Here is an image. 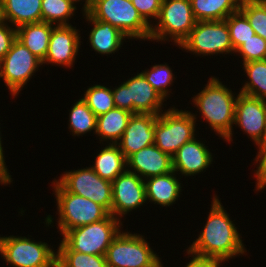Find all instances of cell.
Segmentation results:
<instances>
[{
  "mask_svg": "<svg viewBox=\"0 0 266 267\" xmlns=\"http://www.w3.org/2000/svg\"><path fill=\"white\" fill-rule=\"evenodd\" d=\"M211 199L210 212L203 230L196 240L187 246V250L199 256L217 259L223 265V262H229L232 258L247 255L246 245L221 199L216 194H213Z\"/></svg>",
  "mask_w": 266,
  "mask_h": 267,
  "instance_id": "cell-1",
  "label": "cell"
},
{
  "mask_svg": "<svg viewBox=\"0 0 266 267\" xmlns=\"http://www.w3.org/2000/svg\"><path fill=\"white\" fill-rule=\"evenodd\" d=\"M219 77L211 76L203 90L192 99V104L203 117V122L214 130L215 134L231 144L233 141L235 103L238 94L227 88Z\"/></svg>",
  "mask_w": 266,
  "mask_h": 267,
  "instance_id": "cell-2",
  "label": "cell"
},
{
  "mask_svg": "<svg viewBox=\"0 0 266 267\" xmlns=\"http://www.w3.org/2000/svg\"><path fill=\"white\" fill-rule=\"evenodd\" d=\"M86 12L95 20L117 27L127 38L150 41L151 26L128 0H93Z\"/></svg>",
  "mask_w": 266,
  "mask_h": 267,
  "instance_id": "cell-3",
  "label": "cell"
},
{
  "mask_svg": "<svg viewBox=\"0 0 266 267\" xmlns=\"http://www.w3.org/2000/svg\"><path fill=\"white\" fill-rule=\"evenodd\" d=\"M51 183L58 211L56 224L61 236L70 229L98 222L110 214L92 200L66 191L55 178Z\"/></svg>",
  "mask_w": 266,
  "mask_h": 267,
  "instance_id": "cell-4",
  "label": "cell"
},
{
  "mask_svg": "<svg viewBox=\"0 0 266 267\" xmlns=\"http://www.w3.org/2000/svg\"><path fill=\"white\" fill-rule=\"evenodd\" d=\"M196 23L190 0H163L159 16L151 25L150 41H171L179 47Z\"/></svg>",
  "mask_w": 266,
  "mask_h": 267,
  "instance_id": "cell-5",
  "label": "cell"
},
{
  "mask_svg": "<svg viewBox=\"0 0 266 267\" xmlns=\"http://www.w3.org/2000/svg\"><path fill=\"white\" fill-rule=\"evenodd\" d=\"M197 115L175 106L161 112L155 122L154 144L172 157L181 146L197 137Z\"/></svg>",
  "mask_w": 266,
  "mask_h": 267,
  "instance_id": "cell-6",
  "label": "cell"
},
{
  "mask_svg": "<svg viewBox=\"0 0 266 267\" xmlns=\"http://www.w3.org/2000/svg\"><path fill=\"white\" fill-rule=\"evenodd\" d=\"M122 230L107 249L108 267H163L162 258L150 247L144 235Z\"/></svg>",
  "mask_w": 266,
  "mask_h": 267,
  "instance_id": "cell-7",
  "label": "cell"
},
{
  "mask_svg": "<svg viewBox=\"0 0 266 267\" xmlns=\"http://www.w3.org/2000/svg\"><path fill=\"white\" fill-rule=\"evenodd\" d=\"M123 222L109 214L105 219L70 229L62 235V241L80 253L105 256L114 237L121 231Z\"/></svg>",
  "mask_w": 266,
  "mask_h": 267,
  "instance_id": "cell-8",
  "label": "cell"
},
{
  "mask_svg": "<svg viewBox=\"0 0 266 267\" xmlns=\"http://www.w3.org/2000/svg\"><path fill=\"white\" fill-rule=\"evenodd\" d=\"M25 236H0V255L10 267H54L57 251L46 242ZM53 248V249H52Z\"/></svg>",
  "mask_w": 266,
  "mask_h": 267,
  "instance_id": "cell-9",
  "label": "cell"
},
{
  "mask_svg": "<svg viewBox=\"0 0 266 267\" xmlns=\"http://www.w3.org/2000/svg\"><path fill=\"white\" fill-rule=\"evenodd\" d=\"M124 80L112 89L115 107L132 114L159 115L166 109L163 97L152 87L141 73Z\"/></svg>",
  "mask_w": 266,
  "mask_h": 267,
  "instance_id": "cell-10",
  "label": "cell"
},
{
  "mask_svg": "<svg viewBox=\"0 0 266 267\" xmlns=\"http://www.w3.org/2000/svg\"><path fill=\"white\" fill-rule=\"evenodd\" d=\"M184 52L198 56L234 55L229 29L225 20L197 21L179 46Z\"/></svg>",
  "mask_w": 266,
  "mask_h": 267,
  "instance_id": "cell-11",
  "label": "cell"
},
{
  "mask_svg": "<svg viewBox=\"0 0 266 267\" xmlns=\"http://www.w3.org/2000/svg\"><path fill=\"white\" fill-rule=\"evenodd\" d=\"M41 66L42 61L16 38L0 61V78L3 79L12 98H17Z\"/></svg>",
  "mask_w": 266,
  "mask_h": 267,
  "instance_id": "cell-12",
  "label": "cell"
},
{
  "mask_svg": "<svg viewBox=\"0 0 266 267\" xmlns=\"http://www.w3.org/2000/svg\"><path fill=\"white\" fill-rule=\"evenodd\" d=\"M56 181L66 191L92 200L111 214L112 182L102 179L90 166L66 170Z\"/></svg>",
  "mask_w": 266,
  "mask_h": 267,
  "instance_id": "cell-13",
  "label": "cell"
},
{
  "mask_svg": "<svg viewBox=\"0 0 266 267\" xmlns=\"http://www.w3.org/2000/svg\"><path fill=\"white\" fill-rule=\"evenodd\" d=\"M147 203L144 180L126 170L112 182L111 214L122 220L123 216Z\"/></svg>",
  "mask_w": 266,
  "mask_h": 267,
  "instance_id": "cell-14",
  "label": "cell"
},
{
  "mask_svg": "<svg viewBox=\"0 0 266 267\" xmlns=\"http://www.w3.org/2000/svg\"><path fill=\"white\" fill-rule=\"evenodd\" d=\"M234 124L255 146L266 141V100L239 92L235 103Z\"/></svg>",
  "mask_w": 266,
  "mask_h": 267,
  "instance_id": "cell-15",
  "label": "cell"
},
{
  "mask_svg": "<svg viewBox=\"0 0 266 267\" xmlns=\"http://www.w3.org/2000/svg\"><path fill=\"white\" fill-rule=\"evenodd\" d=\"M73 25L54 26L50 36L48 52L42 65L73 67L82 43L79 29Z\"/></svg>",
  "mask_w": 266,
  "mask_h": 267,
  "instance_id": "cell-16",
  "label": "cell"
},
{
  "mask_svg": "<svg viewBox=\"0 0 266 267\" xmlns=\"http://www.w3.org/2000/svg\"><path fill=\"white\" fill-rule=\"evenodd\" d=\"M158 115L133 114L121 139L116 143L128 159L132 154L154 144L155 122Z\"/></svg>",
  "mask_w": 266,
  "mask_h": 267,
  "instance_id": "cell-17",
  "label": "cell"
},
{
  "mask_svg": "<svg viewBox=\"0 0 266 267\" xmlns=\"http://www.w3.org/2000/svg\"><path fill=\"white\" fill-rule=\"evenodd\" d=\"M194 137L181 146L172 156L173 170L180 176L188 177L206 172L213 162L214 154L202 140ZM206 169V170H205Z\"/></svg>",
  "mask_w": 266,
  "mask_h": 267,
  "instance_id": "cell-18",
  "label": "cell"
},
{
  "mask_svg": "<svg viewBox=\"0 0 266 267\" xmlns=\"http://www.w3.org/2000/svg\"><path fill=\"white\" fill-rule=\"evenodd\" d=\"M127 170L143 180L173 171L172 157L155 144L145 147L127 159Z\"/></svg>",
  "mask_w": 266,
  "mask_h": 267,
  "instance_id": "cell-19",
  "label": "cell"
},
{
  "mask_svg": "<svg viewBox=\"0 0 266 267\" xmlns=\"http://www.w3.org/2000/svg\"><path fill=\"white\" fill-rule=\"evenodd\" d=\"M82 15L88 25L91 24L93 27L89 31L88 41L90 42L89 46L95 53L106 56L114 54L121 49L123 42L128 39L117 27L93 19L86 11H83Z\"/></svg>",
  "mask_w": 266,
  "mask_h": 267,
  "instance_id": "cell-20",
  "label": "cell"
},
{
  "mask_svg": "<svg viewBox=\"0 0 266 267\" xmlns=\"http://www.w3.org/2000/svg\"><path fill=\"white\" fill-rule=\"evenodd\" d=\"M173 170L170 173L154 176L144 180L147 202L169 207L176 204L183 191L181 178Z\"/></svg>",
  "mask_w": 266,
  "mask_h": 267,
  "instance_id": "cell-21",
  "label": "cell"
},
{
  "mask_svg": "<svg viewBox=\"0 0 266 267\" xmlns=\"http://www.w3.org/2000/svg\"><path fill=\"white\" fill-rule=\"evenodd\" d=\"M42 0H1L2 18L16 29L42 22Z\"/></svg>",
  "mask_w": 266,
  "mask_h": 267,
  "instance_id": "cell-22",
  "label": "cell"
},
{
  "mask_svg": "<svg viewBox=\"0 0 266 267\" xmlns=\"http://www.w3.org/2000/svg\"><path fill=\"white\" fill-rule=\"evenodd\" d=\"M133 114L121 108H113L97 117L96 137L100 144H116L124 134L128 122ZM98 135V136H97Z\"/></svg>",
  "mask_w": 266,
  "mask_h": 267,
  "instance_id": "cell-23",
  "label": "cell"
},
{
  "mask_svg": "<svg viewBox=\"0 0 266 267\" xmlns=\"http://www.w3.org/2000/svg\"><path fill=\"white\" fill-rule=\"evenodd\" d=\"M55 25L38 22L25 24L16 29V38L36 57L43 61L48 52L52 29Z\"/></svg>",
  "mask_w": 266,
  "mask_h": 267,
  "instance_id": "cell-24",
  "label": "cell"
},
{
  "mask_svg": "<svg viewBox=\"0 0 266 267\" xmlns=\"http://www.w3.org/2000/svg\"><path fill=\"white\" fill-rule=\"evenodd\" d=\"M98 152L94 157V164L90 167L102 179L113 182L117 176L127 170V159L117 144L106 143L105 147L99 149Z\"/></svg>",
  "mask_w": 266,
  "mask_h": 267,
  "instance_id": "cell-25",
  "label": "cell"
},
{
  "mask_svg": "<svg viewBox=\"0 0 266 267\" xmlns=\"http://www.w3.org/2000/svg\"><path fill=\"white\" fill-rule=\"evenodd\" d=\"M197 21L225 20L240 9L242 0H190Z\"/></svg>",
  "mask_w": 266,
  "mask_h": 267,
  "instance_id": "cell-26",
  "label": "cell"
},
{
  "mask_svg": "<svg viewBox=\"0 0 266 267\" xmlns=\"http://www.w3.org/2000/svg\"><path fill=\"white\" fill-rule=\"evenodd\" d=\"M242 66L248 79L242 88H239V92L266 100V60L250 61Z\"/></svg>",
  "mask_w": 266,
  "mask_h": 267,
  "instance_id": "cell-27",
  "label": "cell"
},
{
  "mask_svg": "<svg viewBox=\"0 0 266 267\" xmlns=\"http://www.w3.org/2000/svg\"><path fill=\"white\" fill-rule=\"evenodd\" d=\"M70 109L68 110V129L69 132H72V136L82 137L84 134H89L92 131L96 134L97 117L82 98L73 103Z\"/></svg>",
  "mask_w": 266,
  "mask_h": 267,
  "instance_id": "cell-28",
  "label": "cell"
},
{
  "mask_svg": "<svg viewBox=\"0 0 266 267\" xmlns=\"http://www.w3.org/2000/svg\"><path fill=\"white\" fill-rule=\"evenodd\" d=\"M77 8L73 0H42V22L55 26L71 25L69 21L77 13Z\"/></svg>",
  "mask_w": 266,
  "mask_h": 267,
  "instance_id": "cell-29",
  "label": "cell"
},
{
  "mask_svg": "<svg viewBox=\"0 0 266 267\" xmlns=\"http://www.w3.org/2000/svg\"><path fill=\"white\" fill-rule=\"evenodd\" d=\"M56 250V262L61 267H108L105 256L72 251L62 240Z\"/></svg>",
  "mask_w": 266,
  "mask_h": 267,
  "instance_id": "cell-30",
  "label": "cell"
},
{
  "mask_svg": "<svg viewBox=\"0 0 266 267\" xmlns=\"http://www.w3.org/2000/svg\"><path fill=\"white\" fill-rule=\"evenodd\" d=\"M171 69L169 64L161 63L152 65L151 69H145L140 72L166 102L170 98V93H172L170 86H173V80L177 78L173 74V69Z\"/></svg>",
  "mask_w": 266,
  "mask_h": 267,
  "instance_id": "cell-31",
  "label": "cell"
},
{
  "mask_svg": "<svg viewBox=\"0 0 266 267\" xmlns=\"http://www.w3.org/2000/svg\"><path fill=\"white\" fill-rule=\"evenodd\" d=\"M82 99L96 117L115 108L112 89L103 84H93L88 87Z\"/></svg>",
  "mask_w": 266,
  "mask_h": 267,
  "instance_id": "cell-32",
  "label": "cell"
},
{
  "mask_svg": "<svg viewBox=\"0 0 266 267\" xmlns=\"http://www.w3.org/2000/svg\"><path fill=\"white\" fill-rule=\"evenodd\" d=\"M239 10L255 33L266 40V0H242Z\"/></svg>",
  "mask_w": 266,
  "mask_h": 267,
  "instance_id": "cell-33",
  "label": "cell"
},
{
  "mask_svg": "<svg viewBox=\"0 0 266 267\" xmlns=\"http://www.w3.org/2000/svg\"><path fill=\"white\" fill-rule=\"evenodd\" d=\"M225 21L229 29L234 53L245 41L256 34L246 16L240 10L230 14Z\"/></svg>",
  "mask_w": 266,
  "mask_h": 267,
  "instance_id": "cell-34",
  "label": "cell"
},
{
  "mask_svg": "<svg viewBox=\"0 0 266 267\" xmlns=\"http://www.w3.org/2000/svg\"><path fill=\"white\" fill-rule=\"evenodd\" d=\"M234 54L239 55L243 63L266 60V40L255 34L245 41Z\"/></svg>",
  "mask_w": 266,
  "mask_h": 267,
  "instance_id": "cell-35",
  "label": "cell"
},
{
  "mask_svg": "<svg viewBox=\"0 0 266 267\" xmlns=\"http://www.w3.org/2000/svg\"><path fill=\"white\" fill-rule=\"evenodd\" d=\"M256 149L257 153L253 159V164L257 166V169L254 170L253 178L256 180L255 190L259 192L266 188V141L257 145Z\"/></svg>",
  "mask_w": 266,
  "mask_h": 267,
  "instance_id": "cell-36",
  "label": "cell"
},
{
  "mask_svg": "<svg viewBox=\"0 0 266 267\" xmlns=\"http://www.w3.org/2000/svg\"><path fill=\"white\" fill-rule=\"evenodd\" d=\"M162 1L163 0H133L132 3L141 17L151 26L152 22L154 23L159 16Z\"/></svg>",
  "mask_w": 266,
  "mask_h": 267,
  "instance_id": "cell-37",
  "label": "cell"
},
{
  "mask_svg": "<svg viewBox=\"0 0 266 267\" xmlns=\"http://www.w3.org/2000/svg\"><path fill=\"white\" fill-rule=\"evenodd\" d=\"M16 39V28L9 25L5 20L0 21V61L10 50L13 41Z\"/></svg>",
  "mask_w": 266,
  "mask_h": 267,
  "instance_id": "cell-38",
  "label": "cell"
},
{
  "mask_svg": "<svg viewBox=\"0 0 266 267\" xmlns=\"http://www.w3.org/2000/svg\"><path fill=\"white\" fill-rule=\"evenodd\" d=\"M187 253L188 259L190 258L189 262L186 263L184 267H220L221 262L214 258H208L204 256H199L196 254H193L189 250H184Z\"/></svg>",
  "mask_w": 266,
  "mask_h": 267,
  "instance_id": "cell-39",
  "label": "cell"
},
{
  "mask_svg": "<svg viewBox=\"0 0 266 267\" xmlns=\"http://www.w3.org/2000/svg\"><path fill=\"white\" fill-rule=\"evenodd\" d=\"M1 129V127H0ZM1 131H0V185H10L12 183V176L9 173V170L6 166V162H5V155H4V147H3V142H2V135H1Z\"/></svg>",
  "mask_w": 266,
  "mask_h": 267,
  "instance_id": "cell-40",
  "label": "cell"
},
{
  "mask_svg": "<svg viewBox=\"0 0 266 267\" xmlns=\"http://www.w3.org/2000/svg\"><path fill=\"white\" fill-rule=\"evenodd\" d=\"M73 1L75 3H79L80 2V4H82V2H84L83 3V7L81 9V12L86 11L91 6V4L93 2V0H73Z\"/></svg>",
  "mask_w": 266,
  "mask_h": 267,
  "instance_id": "cell-41",
  "label": "cell"
},
{
  "mask_svg": "<svg viewBox=\"0 0 266 267\" xmlns=\"http://www.w3.org/2000/svg\"><path fill=\"white\" fill-rule=\"evenodd\" d=\"M2 7H1V0H0V21L2 20Z\"/></svg>",
  "mask_w": 266,
  "mask_h": 267,
  "instance_id": "cell-42",
  "label": "cell"
},
{
  "mask_svg": "<svg viewBox=\"0 0 266 267\" xmlns=\"http://www.w3.org/2000/svg\"><path fill=\"white\" fill-rule=\"evenodd\" d=\"M54 267H61V266L56 262Z\"/></svg>",
  "mask_w": 266,
  "mask_h": 267,
  "instance_id": "cell-43",
  "label": "cell"
}]
</instances>
